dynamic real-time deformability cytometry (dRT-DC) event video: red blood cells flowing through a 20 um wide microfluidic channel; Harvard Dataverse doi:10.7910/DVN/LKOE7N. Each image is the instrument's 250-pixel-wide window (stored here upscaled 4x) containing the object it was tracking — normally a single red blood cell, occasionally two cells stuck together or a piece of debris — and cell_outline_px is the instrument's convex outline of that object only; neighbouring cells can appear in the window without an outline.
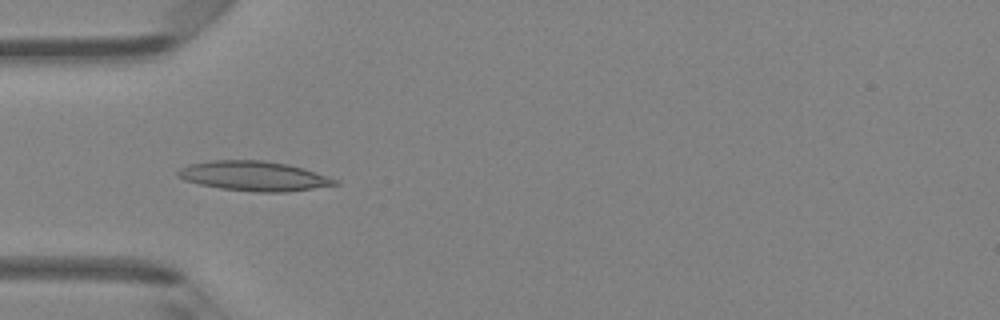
{"species": "Egyptian fruit bat (a non-hibernating species)", "species_latin": "Rousettus aegyptiacus", "temperature_condition": "room temperature", "stored_images_in_passage": 47, "camera_frame_rate_fps": 3000, "um_per_image_px": 0.085, "animal": {"sex": "female"}, "frame": {"image": 1, "passage_image": 15, "time_ms": 4.667, "image_size_px": [1000, 320], "cell_outline_px": [[340, 184], [288, 192], [256, 192], [220, 188], [200, 184], [184, 180], [176, 176], [176, 172], [180, 168], [188, 164], [208, 160], [264, 160], [288, 164], [304, 168], [340, 180]], "centroid_in_image_um": [21.59, 14.95], "position_along_channel_um": 63.4, "area_um2": 27.46}}
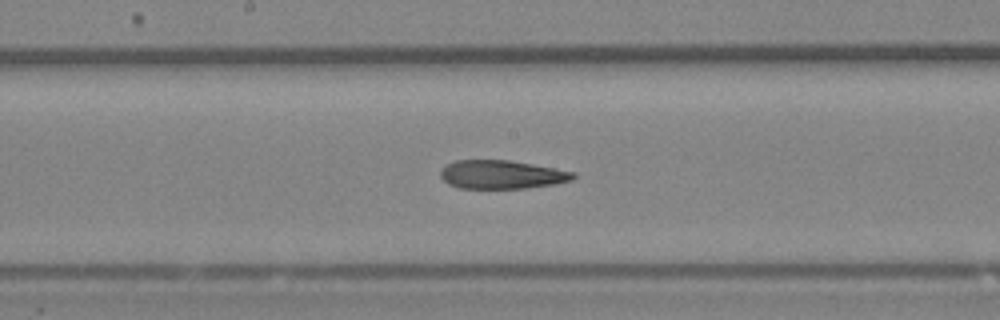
{"frame": {"image": 2, "passage_image": 25, "time_ms": 8.0, "image_size_px": [1000, 320], "cell_outline_px": [[576, 176], [572, 180], [556, 184], [524, 188], [460, 188], [448, 184], [440, 176], [440, 168], [456, 160], [508, 160], [532, 164], [576, 172]], "centroid_in_image_um": [42.64, 14.83], "position_along_channel_um": 205.6, "area_um2": 22.08}}
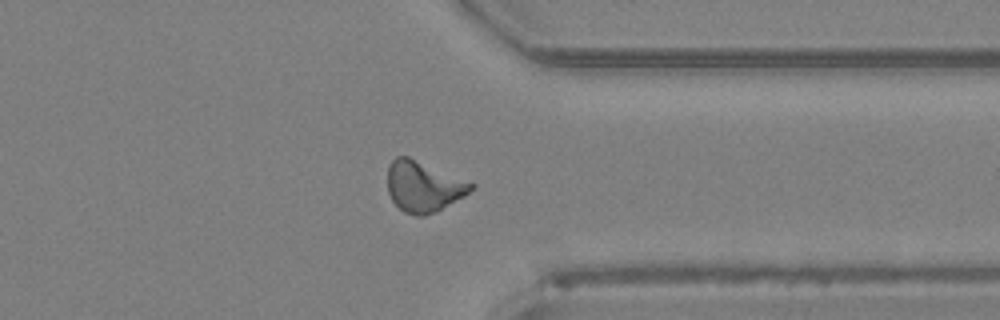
{"frame": {"image": 3, "passage_image": 37, "time_ms": 12.0, "image_size_px": [1000, 320], "cell_outline_px": [[476, 184], [464, 196], [436, 212], [424, 216], [416, 216], [404, 212], [392, 200], [388, 192], [388, 168], [392, 160], [396, 156], [408, 156]], "centroid_in_image_um": [35.98, 15.86], "position_along_channel_um": 375.4, "area_um2": 24.51}, "authors_computed_cell_mechanics": {"area_um2": 23.6402, "velocity_mm_per_s": 4.3235, "shape_relaxation_time_tau1_ms": null, "shape_relaxation_time_tau2_ms": 4.9825, "deformation_change_tau1": null, "deformation_change_tau2": 0.1322}}